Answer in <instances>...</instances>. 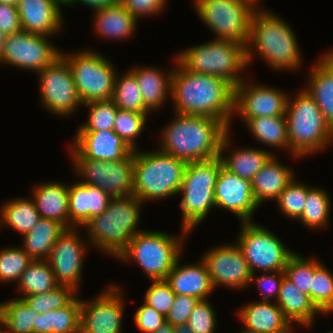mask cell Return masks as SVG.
I'll list each match as a JSON object with an SVG mask.
<instances>
[{
  "instance_id": "6da1fadb",
  "label": "cell",
  "mask_w": 333,
  "mask_h": 333,
  "mask_svg": "<svg viewBox=\"0 0 333 333\" xmlns=\"http://www.w3.org/2000/svg\"><path fill=\"white\" fill-rule=\"evenodd\" d=\"M174 64L171 101L175 113L213 117L230 131L234 87L223 78L191 72L177 60Z\"/></svg>"
},
{
  "instance_id": "7a4b0ae2",
  "label": "cell",
  "mask_w": 333,
  "mask_h": 333,
  "mask_svg": "<svg viewBox=\"0 0 333 333\" xmlns=\"http://www.w3.org/2000/svg\"><path fill=\"white\" fill-rule=\"evenodd\" d=\"M229 128L219 119L175 113L162 129L159 150L186 163L206 161L220 154L222 139Z\"/></svg>"
},
{
  "instance_id": "3957f363",
  "label": "cell",
  "mask_w": 333,
  "mask_h": 333,
  "mask_svg": "<svg viewBox=\"0 0 333 333\" xmlns=\"http://www.w3.org/2000/svg\"><path fill=\"white\" fill-rule=\"evenodd\" d=\"M270 10L257 7L250 21L249 39L245 46L247 65L254 52L267 65L278 71H296L301 67V51L292 28Z\"/></svg>"
},
{
  "instance_id": "277c9868",
  "label": "cell",
  "mask_w": 333,
  "mask_h": 333,
  "mask_svg": "<svg viewBox=\"0 0 333 333\" xmlns=\"http://www.w3.org/2000/svg\"><path fill=\"white\" fill-rule=\"evenodd\" d=\"M142 204L134 195L112 198L103 213L84 225L86 236L90 237L88 242L96 249L100 248L102 253L117 258L139 232L136 229Z\"/></svg>"
},
{
  "instance_id": "5b68a950",
  "label": "cell",
  "mask_w": 333,
  "mask_h": 333,
  "mask_svg": "<svg viewBox=\"0 0 333 333\" xmlns=\"http://www.w3.org/2000/svg\"><path fill=\"white\" fill-rule=\"evenodd\" d=\"M186 162L157 151H134L133 195L143 203L179 195Z\"/></svg>"
},
{
  "instance_id": "8992f818",
  "label": "cell",
  "mask_w": 333,
  "mask_h": 333,
  "mask_svg": "<svg viewBox=\"0 0 333 333\" xmlns=\"http://www.w3.org/2000/svg\"><path fill=\"white\" fill-rule=\"evenodd\" d=\"M285 117L289 154L294 158L320 152L333 142V130L324 120L314 98L304 88L298 90L293 99L288 97Z\"/></svg>"
},
{
  "instance_id": "52a82bcc",
  "label": "cell",
  "mask_w": 333,
  "mask_h": 333,
  "mask_svg": "<svg viewBox=\"0 0 333 333\" xmlns=\"http://www.w3.org/2000/svg\"><path fill=\"white\" fill-rule=\"evenodd\" d=\"M180 52L175 60L191 72L223 78L233 87L245 78L241 76L248 66L243 44L213 39Z\"/></svg>"
},
{
  "instance_id": "ba28073f",
  "label": "cell",
  "mask_w": 333,
  "mask_h": 333,
  "mask_svg": "<svg viewBox=\"0 0 333 333\" xmlns=\"http://www.w3.org/2000/svg\"><path fill=\"white\" fill-rule=\"evenodd\" d=\"M181 232L184 236L176 237L164 231L140 230L117 258L136 262L150 281L166 279L177 260L182 258L183 238L190 233L184 228Z\"/></svg>"
},
{
  "instance_id": "9c48e42d",
  "label": "cell",
  "mask_w": 333,
  "mask_h": 333,
  "mask_svg": "<svg viewBox=\"0 0 333 333\" xmlns=\"http://www.w3.org/2000/svg\"><path fill=\"white\" fill-rule=\"evenodd\" d=\"M222 166L219 156L186 164L179 194L182 195L181 226L187 231L192 232L207 217L211 208H216L214 187Z\"/></svg>"
},
{
  "instance_id": "30bf717a",
  "label": "cell",
  "mask_w": 333,
  "mask_h": 333,
  "mask_svg": "<svg viewBox=\"0 0 333 333\" xmlns=\"http://www.w3.org/2000/svg\"><path fill=\"white\" fill-rule=\"evenodd\" d=\"M61 56L73 74L80 100L83 104L96 100L112 99L117 77L113 63L93 50H82Z\"/></svg>"
},
{
  "instance_id": "8fae6325",
  "label": "cell",
  "mask_w": 333,
  "mask_h": 333,
  "mask_svg": "<svg viewBox=\"0 0 333 333\" xmlns=\"http://www.w3.org/2000/svg\"><path fill=\"white\" fill-rule=\"evenodd\" d=\"M201 21L216 38L232 40L246 46L252 13L258 6L249 0H195Z\"/></svg>"
},
{
  "instance_id": "7c38bea8",
  "label": "cell",
  "mask_w": 333,
  "mask_h": 333,
  "mask_svg": "<svg viewBox=\"0 0 333 333\" xmlns=\"http://www.w3.org/2000/svg\"><path fill=\"white\" fill-rule=\"evenodd\" d=\"M241 223L236 243L242 250L251 273L256 274L257 270L261 273L284 271L295 252L286 247L268 228L254 221Z\"/></svg>"
},
{
  "instance_id": "4fadbf2b",
  "label": "cell",
  "mask_w": 333,
  "mask_h": 333,
  "mask_svg": "<svg viewBox=\"0 0 333 333\" xmlns=\"http://www.w3.org/2000/svg\"><path fill=\"white\" fill-rule=\"evenodd\" d=\"M70 156L80 183L96 186L110 197L133 195L134 150L124 159L105 161L81 157L73 148Z\"/></svg>"
},
{
  "instance_id": "5bb4252c",
  "label": "cell",
  "mask_w": 333,
  "mask_h": 333,
  "mask_svg": "<svg viewBox=\"0 0 333 333\" xmlns=\"http://www.w3.org/2000/svg\"><path fill=\"white\" fill-rule=\"evenodd\" d=\"M42 105L59 117L70 116L83 103L78 95L67 61L59 56L51 65L37 72Z\"/></svg>"
},
{
  "instance_id": "9a60e30c",
  "label": "cell",
  "mask_w": 333,
  "mask_h": 333,
  "mask_svg": "<svg viewBox=\"0 0 333 333\" xmlns=\"http://www.w3.org/2000/svg\"><path fill=\"white\" fill-rule=\"evenodd\" d=\"M49 38L24 30L8 34L0 63L36 73L43 70L61 56V50L52 45Z\"/></svg>"
},
{
  "instance_id": "2e32d148",
  "label": "cell",
  "mask_w": 333,
  "mask_h": 333,
  "mask_svg": "<svg viewBox=\"0 0 333 333\" xmlns=\"http://www.w3.org/2000/svg\"><path fill=\"white\" fill-rule=\"evenodd\" d=\"M120 289L111 284L96 298L81 299L80 333H122L124 298Z\"/></svg>"
},
{
  "instance_id": "e0dca14e",
  "label": "cell",
  "mask_w": 333,
  "mask_h": 333,
  "mask_svg": "<svg viewBox=\"0 0 333 333\" xmlns=\"http://www.w3.org/2000/svg\"><path fill=\"white\" fill-rule=\"evenodd\" d=\"M201 260L207 267L214 290L220 285L240 290L251 284L252 273L236 242L214 246Z\"/></svg>"
},
{
  "instance_id": "ac0fdd59",
  "label": "cell",
  "mask_w": 333,
  "mask_h": 333,
  "mask_svg": "<svg viewBox=\"0 0 333 333\" xmlns=\"http://www.w3.org/2000/svg\"><path fill=\"white\" fill-rule=\"evenodd\" d=\"M245 80L234 87L233 116H241L245 123L255 117L285 116L289 97L285 92Z\"/></svg>"
},
{
  "instance_id": "d6986e66",
  "label": "cell",
  "mask_w": 333,
  "mask_h": 333,
  "mask_svg": "<svg viewBox=\"0 0 333 333\" xmlns=\"http://www.w3.org/2000/svg\"><path fill=\"white\" fill-rule=\"evenodd\" d=\"M78 228H67L54 243L47 261L59 285H68L76 291L82 281L83 257L90 245L82 240Z\"/></svg>"
},
{
  "instance_id": "ffe728a7",
  "label": "cell",
  "mask_w": 333,
  "mask_h": 333,
  "mask_svg": "<svg viewBox=\"0 0 333 333\" xmlns=\"http://www.w3.org/2000/svg\"><path fill=\"white\" fill-rule=\"evenodd\" d=\"M214 200L217 208L232 212L240 221H252L251 217L259 207L253 197L251 181L223 166L214 187Z\"/></svg>"
},
{
  "instance_id": "44dd1931",
  "label": "cell",
  "mask_w": 333,
  "mask_h": 333,
  "mask_svg": "<svg viewBox=\"0 0 333 333\" xmlns=\"http://www.w3.org/2000/svg\"><path fill=\"white\" fill-rule=\"evenodd\" d=\"M72 144L70 147L81 157L92 160H120L133 151L113 130L77 132Z\"/></svg>"
},
{
  "instance_id": "7402d4cb",
  "label": "cell",
  "mask_w": 333,
  "mask_h": 333,
  "mask_svg": "<svg viewBox=\"0 0 333 333\" xmlns=\"http://www.w3.org/2000/svg\"><path fill=\"white\" fill-rule=\"evenodd\" d=\"M17 10L24 31L50 37L62 28V10L52 0H19Z\"/></svg>"
},
{
  "instance_id": "603a6c76",
  "label": "cell",
  "mask_w": 333,
  "mask_h": 333,
  "mask_svg": "<svg viewBox=\"0 0 333 333\" xmlns=\"http://www.w3.org/2000/svg\"><path fill=\"white\" fill-rule=\"evenodd\" d=\"M69 228H81L94 216L103 213L112 199L100 188L75 182L68 185Z\"/></svg>"
},
{
  "instance_id": "cb8c5ba5",
  "label": "cell",
  "mask_w": 333,
  "mask_h": 333,
  "mask_svg": "<svg viewBox=\"0 0 333 333\" xmlns=\"http://www.w3.org/2000/svg\"><path fill=\"white\" fill-rule=\"evenodd\" d=\"M180 258L168 273L166 281L176 295H187L199 300H207L214 290L207 267L200 259L199 263L179 264Z\"/></svg>"
},
{
  "instance_id": "d4e9b609",
  "label": "cell",
  "mask_w": 333,
  "mask_h": 333,
  "mask_svg": "<svg viewBox=\"0 0 333 333\" xmlns=\"http://www.w3.org/2000/svg\"><path fill=\"white\" fill-rule=\"evenodd\" d=\"M309 72V83L304 88L317 103L324 120L333 130V50L319 58Z\"/></svg>"
},
{
  "instance_id": "484cf974",
  "label": "cell",
  "mask_w": 333,
  "mask_h": 333,
  "mask_svg": "<svg viewBox=\"0 0 333 333\" xmlns=\"http://www.w3.org/2000/svg\"><path fill=\"white\" fill-rule=\"evenodd\" d=\"M229 133L224 136L220 146L219 157L223 167L240 178L251 181L275 154L271 153V150L267 151L266 149L261 150V148L257 149L253 147L248 149L247 147L246 149L236 148V150L232 148V151L228 150L230 149V143H232L230 142ZM225 151L229 152V154H225L227 153Z\"/></svg>"
},
{
  "instance_id": "4316f807",
  "label": "cell",
  "mask_w": 333,
  "mask_h": 333,
  "mask_svg": "<svg viewBox=\"0 0 333 333\" xmlns=\"http://www.w3.org/2000/svg\"><path fill=\"white\" fill-rule=\"evenodd\" d=\"M32 191V199L41 218L57 221L69 228L68 185L50 181L36 184Z\"/></svg>"
},
{
  "instance_id": "83f0119b",
  "label": "cell",
  "mask_w": 333,
  "mask_h": 333,
  "mask_svg": "<svg viewBox=\"0 0 333 333\" xmlns=\"http://www.w3.org/2000/svg\"><path fill=\"white\" fill-rule=\"evenodd\" d=\"M275 157L276 155L251 180L253 197L258 206L266 201H276L295 177L293 170L282 165Z\"/></svg>"
},
{
  "instance_id": "f1b7e54d",
  "label": "cell",
  "mask_w": 333,
  "mask_h": 333,
  "mask_svg": "<svg viewBox=\"0 0 333 333\" xmlns=\"http://www.w3.org/2000/svg\"><path fill=\"white\" fill-rule=\"evenodd\" d=\"M173 69L167 73L151 66L129 69L136 77L144 106L150 112L163 106L168 96L171 97Z\"/></svg>"
},
{
  "instance_id": "f546056e",
  "label": "cell",
  "mask_w": 333,
  "mask_h": 333,
  "mask_svg": "<svg viewBox=\"0 0 333 333\" xmlns=\"http://www.w3.org/2000/svg\"><path fill=\"white\" fill-rule=\"evenodd\" d=\"M276 304L289 321L304 327H310L316 315L323 314L311 301L309 295L300 291L286 277L283 278Z\"/></svg>"
},
{
  "instance_id": "4dcf8cb0",
  "label": "cell",
  "mask_w": 333,
  "mask_h": 333,
  "mask_svg": "<svg viewBox=\"0 0 333 333\" xmlns=\"http://www.w3.org/2000/svg\"><path fill=\"white\" fill-rule=\"evenodd\" d=\"M238 316L244 324V330L254 333H270L281 330L289 321L276 303L257 301L239 308Z\"/></svg>"
},
{
  "instance_id": "1f68e13d",
  "label": "cell",
  "mask_w": 333,
  "mask_h": 333,
  "mask_svg": "<svg viewBox=\"0 0 333 333\" xmlns=\"http://www.w3.org/2000/svg\"><path fill=\"white\" fill-rule=\"evenodd\" d=\"M94 28L100 37L129 39L136 31L138 20L119 2L94 11Z\"/></svg>"
},
{
  "instance_id": "d6a6232c",
  "label": "cell",
  "mask_w": 333,
  "mask_h": 333,
  "mask_svg": "<svg viewBox=\"0 0 333 333\" xmlns=\"http://www.w3.org/2000/svg\"><path fill=\"white\" fill-rule=\"evenodd\" d=\"M77 297L62 308L37 315L34 333H80L81 299Z\"/></svg>"
},
{
  "instance_id": "836d02e7",
  "label": "cell",
  "mask_w": 333,
  "mask_h": 333,
  "mask_svg": "<svg viewBox=\"0 0 333 333\" xmlns=\"http://www.w3.org/2000/svg\"><path fill=\"white\" fill-rule=\"evenodd\" d=\"M65 230L61 223L41 218L31 231L23 234L21 248L33 260H47L54 243Z\"/></svg>"
},
{
  "instance_id": "e575fe53",
  "label": "cell",
  "mask_w": 333,
  "mask_h": 333,
  "mask_svg": "<svg viewBox=\"0 0 333 333\" xmlns=\"http://www.w3.org/2000/svg\"><path fill=\"white\" fill-rule=\"evenodd\" d=\"M22 198L9 200L0 208L1 226L6 224V227H11L14 231L22 233L21 235L31 231L41 219L33 199Z\"/></svg>"
},
{
  "instance_id": "d590c367",
  "label": "cell",
  "mask_w": 333,
  "mask_h": 333,
  "mask_svg": "<svg viewBox=\"0 0 333 333\" xmlns=\"http://www.w3.org/2000/svg\"><path fill=\"white\" fill-rule=\"evenodd\" d=\"M257 141L269 147L286 149L289 152L287 121L285 116L255 117L246 123Z\"/></svg>"
},
{
  "instance_id": "8d00e7d4",
  "label": "cell",
  "mask_w": 333,
  "mask_h": 333,
  "mask_svg": "<svg viewBox=\"0 0 333 333\" xmlns=\"http://www.w3.org/2000/svg\"><path fill=\"white\" fill-rule=\"evenodd\" d=\"M36 312L22 298H13L0 303V327L10 333H34Z\"/></svg>"
},
{
  "instance_id": "74e56055",
  "label": "cell",
  "mask_w": 333,
  "mask_h": 333,
  "mask_svg": "<svg viewBox=\"0 0 333 333\" xmlns=\"http://www.w3.org/2000/svg\"><path fill=\"white\" fill-rule=\"evenodd\" d=\"M17 285V292H21L19 298L33 294H43L59 286L47 260H33L21 274Z\"/></svg>"
},
{
  "instance_id": "f35d334b",
  "label": "cell",
  "mask_w": 333,
  "mask_h": 333,
  "mask_svg": "<svg viewBox=\"0 0 333 333\" xmlns=\"http://www.w3.org/2000/svg\"><path fill=\"white\" fill-rule=\"evenodd\" d=\"M306 203L303 208V213L297 219L303 223V226L308 228L326 229L329 224V214L331 210V201L328 192L316 187L308 186Z\"/></svg>"
},
{
  "instance_id": "ab89813d",
  "label": "cell",
  "mask_w": 333,
  "mask_h": 333,
  "mask_svg": "<svg viewBox=\"0 0 333 333\" xmlns=\"http://www.w3.org/2000/svg\"><path fill=\"white\" fill-rule=\"evenodd\" d=\"M112 100L118 109L149 114L144 106L135 75L129 70L121 77H116Z\"/></svg>"
},
{
  "instance_id": "60d3db41",
  "label": "cell",
  "mask_w": 333,
  "mask_h": 333,
  "mask_svg": "<svg viewBox=\"0 0 333 333\" xmlns=\"http://www.w3.org/2000/svg\"><path fill=\"white\" fill-rule=\"evenodd\" d=\"M310 299L326 315L333 312V273L315 259V273L310 289Z\"/></svg>"
},
{
  "instance_id": "b9f144b4",
  "label": "cell",
  "mask_w": 333,
  "mask_h": 333,
  "mask_svg": "<svg viewBox=\"0 0 333 333\" xmlns=\"http://www.w3.org/2000/svg\"><path fill=\"white\" fill-rule=\"evenodd\" d=\"M84 106L90 109L88 120L79 125L76 132H98L113 130L118 108L112 99L87 102Z\"/></svg>"
},
{
  "instance_id": "7bdbcfd3",
  "label": "cell",
  "mask_w": 333,
  "mask_h": 333,
  "mask_svg": "<svg viewBox=\"0 0 333 333\" xmlns=\"http://www.w3.org/2000/svg\"><path fill=\"white\" fill-rule=\"evenodd\" d=\"M73 287L68 285H59L55 289L43 293L24 296L22 299L38 313H44L49 310H55L66 306L76 295Z\"/></svg>"
},
{
  "instance_id": "ee69618b",
  "label": "cell",
  "mask_w": 333,
  "mask_h": 333,
  "mask_svg": "<svg viewBox=\"0 0 333 333\" xmlns=\"http://www.w3.org/2000/svg\"><path fill=\"white\" fill-rule=\"evenodd\" d=\"M285 277L300 291L309 295L312 288V279L315 273V259L304 258L303 255L294 253L284 268Z\"/></svg>"
},
{
  "instance_id": "f6af8a7d",
  "label": "cell",
  "mask_w": 333,
  "mask_h": 333,
  "mask_svg": "<svg viewBox=\"0 0 333 333\" xmlns=\"http://www.w3.org/2000/svg\"><path fill=\"white\" fill-rule=\"evenodd\" d=\"M148 114L118 109L113 131L120 136L134 151L137 150L135 139L141 136Z\"/></svg>"
},
{
  "instance_id": "bcb514c9",
  "label": "cell",
  "mask_w": 333,
  "mask_h": 333,
  "mask_svg": "<svg viewBox=\"0 0 333 333\" xmlns=\"http://www.w3.org/2000/svg\"><path fill=\"white\" fill-rule=\"evenodd\" d=\"M33 259L21 247H6L0 251V281H19Z\"/></svg>"
},
{
  "instance_id": "7dc6e473",
  "label": "cell",
  "mask_w": 333,
  "mask_h": 333,
  "mask_svg": "<svg viewBox=\"0 0 333 333\" xmlns=\"http://www.w3.org/2000/svg\"><path fill=\"white\" fill-rule=\"evenodd\" d=\"M307 193V184H303L300 181L298 182L294 177L276 199L280 212L291 219L297 220L303 213Z\"/></svg>"
},
{
  "instance_id": "c3c4849f",
  "label": "cell",
  "mask_w": 333,
  "mask_h": 333,
  "mask_svg": "<svg viewBox=\"0 0 333 333\" xmlns=\"http://www.w3.org/2000/svg\"><path fill=\"white\" fill-rule=\"evenodd\" d=\"M151 282V286L146 291L144 302L166 317L174 303L176 294L165 279L152 280Z\"/></svg>"
},
{
  "instance_id": "681fc988",
  "label": "cell",
  "mask_w": 333,
  "mask_h": 333,
  "mask_svg": "<svg viewBox=\"0 0 333 333\" xmlns=\"http://www.w3.org/2000/svg\"><path fill=\"white\" fill-rule=\"evenodd\" d=\"M217 316L209 300H199L194 306L187 323L195 333H214Z\"/></svg>"
},
{
  "instance_id": "f907efd6",
  "label": "cell",
  "mask_w": 333,
  "mask_h": 333,
  "mask_svg": "<svg viewBox=\"0 0 333 333\" xmlns=\"http://www.w3.org/2000/svg\"><path fill=\"white\" fill-rule=\"evenodd\" d=\"M199 299L187 295H176L169 313L166 316V322L172 326L187 325L189 316Z\"/></svg>"
},
{
  "instance_id": "816d5d0a",
  "label": "cell",
  "mask_w": 333,
  "mask_h": 333,
  "mask_svg": "<svg viewBox=\"0 0 333 333\" xmlns=\"http://www.w3.org/2000/svg\"><path fill=\"white\" fill-rule=\"evenodd\" d=\"M285 277L284 271L264 272L261 275L252 274L251 283L258 284L261 290L262 301H270L272 298L277 300L280 291L281 283Z\"/></svg>"
},
{
  "instance_id": "f5cc1de1",
  "label": "cell",
  "mask_w": 333,
  "mask_h": 333,
  "mask_svg": "<svg viewBox=\"0 0 333 333\" xmlns=\"http://www.w3.org/2000/svg\"><path fill=\"white\" fill-rule=\"evenodd\" d=\"M133 320L141 332L153 333L166 322V317L144 302L136 311Z\"/></svg>"
},
{
  "instance_id": "db71d44e",
  "label": "cell",
  "mask_w": 333,
  "mask_h": 333,
  "mask_svg": "<svg viewBox=\"0 0 333 333\" xmlns=\"http://www.w3.org/2000/svg\"><path fill=\"white\" fill-rule=\"evenodd\" d=\"M167 0H120L125 9L137 20L141 17L156 15L162 12Z\"/></svg>"
},
{
  "instance_id": "11a10c76",
  "label": "cell",
  "mask_w": 333,
  "mask_h": 333,
  "mask_svg": "<svg viewBox=\"0 0 333 333\" xmlns=\"http://www.w3.org/2000/svg\"><path fill=\"white\" fill-rule=\"evenodd\" d=\"M0 30L6 35L22 30L17 6L0 3Z\"/></svg>"
},
{
  "instance_id": "9f6ffc18",
  "label": "cell",
  "mask_w": 333,
  "mask_h": 333,
  "mask_svg": "<svg viewBox=\"0 0 333 333\" xmlns=\"http://www.w3.org/2000/svg\"><path fill=\"white\" fill-rule=\"evenodd\" d=\"M84 4L92 8L94 11L98 9H102L106 6L115 5L120 2V0H71V5Z\"/></svg>"
},
{
  "instance_id": "6f0895ef",
  "label": "cell",
  "mask_w": 333,
  "mask_h": 333,
  "mask_svg": "<svg viewBox=\"0 0 333 333\" xmlns=\"http://www.w3.org/2000/svg\"><path fill=\"white\" fill-rule=\"evenodd\" d=\"M153 333H175V329L174 326H172L168 322H165Z\"/></svg>"
},
{
  "instance_id": "680465c9",
  "label": "cell",
  "mask_w": 333,
  "mask_h": 333,
  "mask_svg": "<svg viewBox=\"0 0 333 333\" xmlns=\"http://www.w3.org/2000/svg\"><path fill=\"white\" fill-rule=\"evenodd\" d=\"M174 329H175V333H195L187 325L175 326Z\"/></svg>"
},
{
  "instance_id": "91938a15",
  "label": "cell",
  "mask_w": 333,
  "mask_h": 333,
  "mask_svg": "<svg viewBox=\"0 0 333 333\" xmlns=\"http://www.w3.org/2000/svg\"><path fill=\"white\" fill-rule=\"evenodd\" d=\"M293 322H289L284 328L281 330L275 331V332H270V333H294L293 331Z\"/></svg>"
},
{
  "instance_id": "94428289",
  "label": "cell",
  "mask_w": 333,
  "mask_h": 333,
  "mask_svg": "<svg viewBox=\"0 0 333 333\" xmlns=\"http://www.w3.org/2000/svg\"><path fill=\"white\" fill-rule=\"evenodd\" d=\"M6 36L7 35L0 30V58H1L2 53H3Z\"/></svg>"
},
{
  "instance_id": "6125c7cd",
  "label": "cell",
  "mask_w": 333,
  "mask_h": 333,
  "mask_svg": "<svg viewBox=\"0 0 333 333\" xmlns=\"http://www.w3.org/2000/svg\"><path fill=\"white\" fill-rule=\"evenodd\" d=\"M59 8L60 6H70L71 5V0H52Z\"/></svg>"
},
{
  "instance_id": "be15d7a7",
  "label": "cell",
  "mask_w": 333,
  "mask_h": 333,
  "mask_svg": "<svg viewBox=\"0 0 333 333\" xmlns=\"http://www.w3.org/2000/svg\"><path fill=\"white\" fill-rule=\"evenodd\" d=\"M19 0H0V3H4V4H10L13 6H17Z\"/></svg>"
},
{
  "instance_id": "e7e4bbea",
  "label": "cell",
  "mask_w": 333,
  "mask_h": 333,
  "mask_svg": "<svg viewBox=\"0 0 333 333\" xmlns=\"http://www.w3.org/2000/svg\"><path fill=\"white\" fill-rule=\"evenodd\" d=\"M249 1H251L256 6L257 3L260 2L261 0H249Z\"/></svg>"
},
{
  "instance_id": "03108f58",
  "label": "cell",
  "mask_w": 333,
  "mask_h": 333,
  "mask_svg": "<svg viewBox=\"0 0 333 333\" xmlns=\"http://www.w3.org/2000/svg\"><path fill=\"white\" fill-rule=\"evenodd\" d=\"M0 333H10L7 329L6 330H2L1 328H0Z\"/></svg>"
},
{
  "instance_id": "003e7915",
  "label": "cell",
  "mask_w": 333,
  "mask_h": 333,
  "mask_svg": "<svg viewBox=\"0 0 333 333\" xmlns=\"http://www.w3.org/2000/svg\"><path fill=\"white\" fill-rule=\"evenodd\" d=\"M241 333H254V332H250V331H247V330H243V332Z\"/></svg>"
},
{
  "instance_id": "a7ac6f4b",
  "label": "cell",
  "mask_w": 333,
  "mask_h": 333,
  "mask_svg": "<svg viewBox=\"0 0 333 333\" xmlns=\"http://www.w3.org/2000/svg\"><path fill=\"white\" fill-rule=\"evenodd\" d=\"M2 228L1 226V211H0V229Z\"/></svg>"
}]
</instances>
